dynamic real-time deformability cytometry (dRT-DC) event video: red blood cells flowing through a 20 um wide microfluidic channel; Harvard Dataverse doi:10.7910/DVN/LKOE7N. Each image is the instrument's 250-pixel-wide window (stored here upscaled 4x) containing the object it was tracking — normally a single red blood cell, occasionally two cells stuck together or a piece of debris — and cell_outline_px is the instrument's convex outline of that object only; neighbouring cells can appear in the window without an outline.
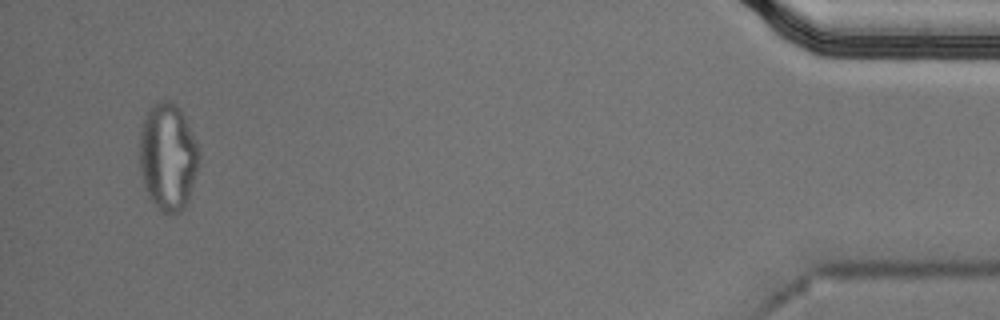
{"species": "Egyptian fruit bat (a non-hibernating species)", "species_latin": "Rousettus aegyptiacus", "temperature_condition": "cold", "stored_images_in_passage": 55, "segment_of_instrument_passage": [2, 2], "camera_frame_rate_fps": 3000, "um_per_image_px": 0.085, "animal": {"sex": "male"}, "frame": {"image": 1, "passage_image": 53, "time_ms": 17.333, "image_size_px": [1000, 320], "cell_outline_px": [[200, 164], [188, 204], [180, 212], [172, 216], [160, 212], [156, 208], [148, 196], [144, 188], [140, 168], [140, 132], [144, 120], [148, 112], [160, 100], [172, 100], [180, 108], [196, 140], [200, 152]], "centroid_in_image_um": [14.31, 13.41], "position_along_channel_um": 420.9, "area_um2": 37.92}}